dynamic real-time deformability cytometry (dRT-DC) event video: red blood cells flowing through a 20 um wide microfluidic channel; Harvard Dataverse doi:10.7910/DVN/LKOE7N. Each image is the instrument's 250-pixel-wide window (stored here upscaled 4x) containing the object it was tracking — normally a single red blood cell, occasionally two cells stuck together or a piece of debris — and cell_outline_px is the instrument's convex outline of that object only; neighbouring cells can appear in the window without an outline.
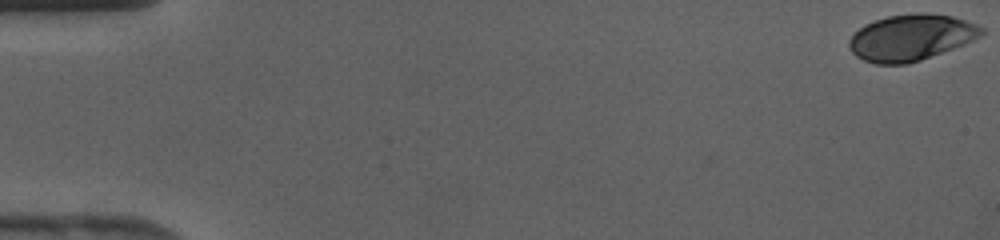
{"species": "human", "species_latin": "Homo sapiens", "temperature_condition": "cold", "stored_images_in_passage": 12, "camera_frame_rate_fps": 3000, "um_per_image_px": 0.085, "donor": {"sex": "female"}, "frame": {"image": 1, "passage_image": 1, "time_ms": 0.0, "image_size_px": [1000, 240], "cell_outline_px": [[984, 32], [980, 36], [964, 44], [920, 60], [908, 64], [876, 64], [864, 60], [856, 56], [852, 52], [848, 44], [848, 40], [864, 24], [888, 16], [916, 12], [924, 12], [952, 16], [976, 24], [984, 28]], "centroid_in_image_um": [77.43, 3.18], "position_along_channel_um": 7.6, "area_um2": 35.49}}